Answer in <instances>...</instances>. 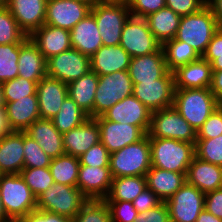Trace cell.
<instances>
[{
    "mask_svg": "<svg viewBox=\"0 0 222 222\" xmlns=\"http://www.w3.org/2000/svg\"><path fill=\"white\" fill-rule=\"evenodd\" d=\"M220 105L210 88L175 89L173 107L196 132Z\"/></svg>",
    "mask_w": 222,
    "mask_h": 222,
    "instance_id": "obj_1",
    "label": "cell"
},
{
    "mask_svg": "<svg viewBox=\"0 0 222 222\" xmlns=\"http://www.w3.org/2000/svg\"><path fill=\"white\" fill-rule=\"evenodd\" d=\"M219 29L211 7L206 4L199 11L181 17L175 39L186 42L202 57L213 34Z\"/></svg>",
    "mask_w": 222,
    "mask_h": 222,
    "instance_id": "obj_2",
    "label": "cell"
},
{
    "mask_svg": "<svg viewBox=\"0 0 222 222\" xmlns=\"http://www.w3.org/2000/svg\"><path fill=\"white\" fill-rule=\"evenodd\" d=\"M151 165L166 171L187 174L195 154V144L167 138H149Z\"/></svg>",
    "mask_w": 222,
    "mask_h": 222,
    "instance_id": "obj_3",
    "label": "cell"
},
{
    "mask_svg": "<svg viewBox=\"0 0 222 222\" xmlns=\"http://www.w3.org/2000/svg\"><path fill=\"white\" fill-rule=\"evenodd\" d=\"M151 167V147L147 134L138 142L110 153L109 169L112 178L146 177Z\"/></svg>",
    "mask_w": 222,
    "mask_h": 222,
    "instance_id": "obj_4",
    "label": "cell"
},
{
    "mask_svg": "<svg viewBox=\"0 0 222 222\" xmlns=\"http://www.w3.org/2000/svg\"><path fill=\"white\" fill-rule=\"evenodd\" d=\"M0 196L12 222L37 210V199L20 174H0Z\"/></svg>",
    "mask_w": 222,
    "mask_h": 222,
    "instance_id": "obj_5",
    "label": "cell"
},
{
    "mask_svg": "<svg viewBox=\"0 0 222 222\" xmlns=\"http://www.w3.org/2000/svg\"><path fill=\"white\" fill-rule=\"evenodd\" d=\"M104 46L120 45L124 23L130 16L126 0H100L91 6Z\"/></svg>",
    "mask_w": 222,
    "mask_h": 222,
    "instance_id": "obj_6",
    "label": "cell"
},
{
    "mask_svg": "<svg viewBox=\"0 0 222 222\" xmlns=\"http://www.w3.org/2000/svg\"><path fill=\"white\" fill-rule=\"evenodd\" d=\"M36 199L38 210L66 216L71 220L88 200L77 187L59 183H54Z\"/></svg>",
    "mask_w": 222,
    "mask_h": 222,
    "instance_id": "obj_7",
    "label": "cell"
},
{
    "mask_svg": "<svg viewBox=\"0 0 222 222\" xmlns=\"http://www.w3.org/2000/svg\"><path fill=\"white\" fill-rule=\"evenodd\" d=\"M149 138H167L196 144L197 132L173 107L151 112Z\"/></svg>",
    "mask_w": 222,
    "mask_h": 222,
    "instance_id": "obj_8",
    "label": "cell"
},
{
    "mask_svg": "<svg viewBox=\"0 0 222 222\" xmlns=\"http://www.w3.org/2000/svg\"><path fill=\"white\" fill-rule=\"evenodd\" d=\"M133 95L128 70L99 76L94 99V118L104 114L120 100Z\"/></svg>",
    "mask_w": 222,
    "mask_h": 222,
    "instance_id": "obj_9",
    "label": "cell"
},
{
    "mask_svg": "<svg viewBox=\"0 0 222 222\" xmlns=\"http://www.w3.org/2000/svg\"><path fill=\"white\" fill-rule=\"evenodd\" d=\"M120 45L131 58L157 52L162 47L150 31L146 19L131 15L124 23Z\"/></svg>",
    "mask_w": 222,
    "mask_h": 222,
    "instance_id": "obj_10",
    "label": "cell"
},
{
    "mask_svg": "<svg viewBox=\"0 0 222 222\" xmlns=\"http://www.w3.org/2000/svg\"><path fill=\"white\" fill-rule=\"evenodd\" d=\"M174 93V76L170 71L160 79L133 84V95L150 112L173 106Z\"/></svg>",
    "mask_w": 222,
    "mask_h": 222,
    "instance_id": "obj_11",
    "label": "cell"
},
{
    "mask_svg": "<svg viewBox=\"0 0 222 222\" xmlns=\"http://www.w3.org/2000/svg\"><path fill=\"white\" fill-rule=\"evenodd\" d=\"M204 203L205 193L186 182L166 201L171 222H196Z\"/></svg>",
    "mask_w": 222,
    "mask_h": 222,
    "instance_id": "obj_12",
    "label": "cell"
},
{
    "mask_svg": "<svg viewBox=\"0 0 222 222\" xmlns=\"http://www.w3.org/2000/svg\"><path fill=\"white\" fill-rule=\"evenodd\" d=\"M47 76L66 84L91 70L90 57L70 48L47 59Z\"/></svg>",
    "mask_w": 222,
    "mask_h": 222,
    "instance_id": "obj_13",
    "label": "cell"
},
{
    "mask_svg": "<svg viewBox=\"0 0 222 222\" xmlns=\"http://www.w3.org/2000/svg\"><path fill=\"white\" fill-rule=\"evenodd\" d=\"M91 6L81 0H47L45 24L70 31L90 13Z\"/></svg>",
    "mask_w": 222,
    "mask_h": 222,
    "instance_id": "obj_14",
    "label": "cell"
},
{
    "mask_svg": "<svg viewBox=\"0 0 222 222\" xmlns=\"http://www.w3.org/2000/svg\"><path fill=\"white\" fill-rule=\"evenodd\" d=\"M95 119L100 129V142L107 148L109 153L136 143L146 135L139 126L109 121L102 115L95 117Z\"/></svg>",
    "mask_w": 222,
    "mask_h": 222,
    "instance_id": "obj_15",
    "label": "cell"
},
{
    "mask_svg": "<svg viewBox=\"0 0 222 222\" xmlns=\"http://www.w3.org/2000/svg\"><path fill=\"white\" fill-rule=\"evenodd\" d=\"M102 116L109 121L139 126L146 134L150 127L151 112L134 95L120 100Z\"/></svg>",
    "mask_w": 222,
    "mask_h": 222,
    "instance_id": "obj_16",
    "label": "cell"
},
{
    "mask_svg": "<svg viewBox=\"0 0 222 222\" xmlns=\"http://www.w3.org/2000/svg\"><path fill=\"white\" fill-rule=\"evenodd\" d=\"M47 0H8L7 8L19 28L30 36L45 24Z\"/></svg>",
    "mask_w": 222,
    "mask_h": 222,
    "instance_id": "obj_17",
    "label": "cell"
},
{
    "mask_svg": "<svg viewBox=\"0 0 222 222\" xmlns=\"http://www.w3.org/2000/svg\"><path fill=\"white\" fill-rule=\"evenodd\" d=\"M36 95L40 118L53 119L68 95L67 84L46 76L37 83Z\"/></svg>",
    "mask_w": 222,
    "mask_h": 222,
    "instance_id": "obj_18",
    "label": "cell"
},
{
    "mask_svg": "<svg viewBox=\"0 0 222 222\" xmlns=\"http://www.w3.org/2000/svg\"><path fill=\"white\" fill-rule=\"evenodd\" d=\"M100 142V129L95 118L63 134V148L67 155L80 158L92 146Z\"/></svg>",
    "mask_w": 222,
    "mask_h": 222,
    "instance_id": "obj_19",
    "label": "cell"
},
{
    "mask_svg": "<svg viewBox=\"0 0 222 222\" xmlns=\"http://www.w3.org/2000/svg\"><path fill=\"white\" fill-rule=\"evenodd\" d=\"M112 184L109 167L80 166L77 188L88 199H105Z\"/></svg>",
    "mask_w": 222,
    "mask_h": 222,
    "instance_id": "obj_20",
    "label": "cell"
},
{
    "mask_svg": "<svg viewBox=\"0 0 222 222\" xmlns=\"http://www.w3.org/2000/svg\"><path fill=\"white\" fill-rule=\"evenodd\" d=\"M168 72L162 47L154 53L130 59L128 73L132 83L153 81Z\"/></svg>",
    "mask_w": 222,
    "mask_h": 222,
    "instance_id": "obj_21",
    "label": "cell"
},
{
    "mask_svg": "<svg viewBox=\"0 0 222 222\" xmlns=\"http://www.w3.org/2000/svg\"><path fill=\"white\" fill-rule=\"evenodd\" d=\"M24 169V132L0 136V174H20Z\"/></svg>",
    "mask_w": 222,
    "mask_h": 222,
    "instance_id": "obj_22",
    "label": "cell"
},
{
    "mask_svg": "<svg viewBox=\"0 0 222 222\" xmlns=\"http://www.w3.org/2000/svg\"><path fill=\"white\" fill-rule=\"evenodd\" d=\"M29 37L46 60L72 48L70 31L48 24L42 25Z\"/></svg>",
    "mask_w": 222,
    "mask_h": 222,
    "instance_id": "obj_23",
    "label": "cell"
},
{
    "mask_svg": "<svg viewBox=\"0 0 222 222\" xmlns=\"http://www.w3.org/2000/svg\"><path fill=\"white\" fill-rule=\"evenodd\" d=\"M175 89L210 88L212 83L211 64L203 57L173 71Z\"/></svg>",
    "mask_w": 222,
    "mask_h": 222,
    "instance_id": "obj_24",
    "label": "cell"
},
{
    "mask_svg": "<svg viewBox=\"0 0 222 222\" xmlns=\"http://www.w3.org/2000/svg\"><path fill=\"white\" fill-rule=\"evenodd\" d=\"M131 56L121 45H102L91 57V71L98 76L128 70Z\"/></svg>",
    "mask_w": 222,
    "mask_h": 222,
    "instance_id": "obj_25",
    "label": "cell"
},
{
    "mask_svg": "<svg viewBox=\"0 0 222 222\" xmlns=\"http://www.w3.org/2000/svg\"><path fill=\"white\" fill-rule=\"evenodd\" d=\"M24 132L37 141L44 153L51 159L65 154L63 148V134L55 128L51 119L39 118Z\"/></svg>",
    "mask_w": 222,
    "mask_h": 222,
    "instance_id": "obj_26",
    "label": "cell"
},
{
    "mask_svg": "<svg viewBox=\"0 0 222 222\" xmlns=\"http://www.w3.org/2000/svg\"><path fill=\"white\" fill-rule=\"evenodd\" d=\"M70 39L72 48L89 57L103 45L95 17L91 12L70 30Z\"/></svg>",
    "mask_w": 222,
    "mask_h": 222,
    "instance_id": "obj_27",
    "label": "cell"
},
{
    "mask_svg": "<svg viewBox=\"0 0 222 222\" xmlns=\"http://www.w3.org/2000/svg\"><path fill=\"white\" fill-rule=\"evenodd\" d=\"M47 60L37 45L28 36L20 43L18 76L31 81H40L47 76Z\"/></svg>",
    "mask_w": 222,
    "mask_h": 222,
    "instance_id": "obj_28",
    "label": "cell"
},
{
    "mask_svg": "<svg viewBox=\"0 0 222 222\" xmlns=\"http://www.w3.org/2000/svg\"><path fill=\"white\" fill-rule=\"evenodd\" d=\"M186 182L203 193L222 188V167L194 157L188 167Z\"/></svg>",
    "mask_w": 222,
    "mask_h": 222,
    "instance_id": "obj_29",
    "label": "cell"
},
{
    "mask_svg": "<svg viewBox=\"0 0 222 222\" xmlns=\"http://www.w3.org/2000/svg\"><path fill=\"white\" fill-rule=\"evenodd\" d=\"M8 124L12 131L24 132L40 118L37 95H29L5 104Z\"/></svg>",
    "mask_w": 222,
    "mask_h": 222,
    "instance_id": "obj_30",
    "label": "cell"
},
{
    "mask_svg": "<svg viewBox=\"0 0 222 222\" xmlns=\"http://www.w3.org/2000/svg\"><path fill=\"white\" fill-rule=\"evenodd\" d=\"M147 187L166 202L185 183L186 174L151 167L146 174Z\"/></svg>",
    "mask_w": 222,
    "mask_h": 222,
    "instance_id": "obj_31",
    "label": "cell"
},
{
    "mask_svg": "<svg viewBox=\"0 0 222 222\" xmlns=\"http://www.w3.org/2000/svg\"><path fill=\"white\" fill-rule=\"evenodd\" d=\"M98 80L99 76L90 70L79 79L67 84L68 96L87 113L90 118H94V99Z\"/></svg>",
    "mask_w": 222,
    "mask_h": 222,
    "instance_id": "obj_32",
    "label": "cell"
},
{
    "mask_svg": "<svg viewBox=\"0 0 222 222\" xmlns=\"http://www.w3.org/2000/svg\"><path fill=\"white\" fill-rule=\"evenodd\" d=\"M145 19L154 37L163 44L165 41L174 39L180 25L181 16L177 15L172 9L164 7L149 14Z\"/></svg>",
    "mask_w": 222,
    "mask_h": 222,
    "instance_id": "obj_33",
    "label": "cell"
},
{
    "mask_svg": "<svg viewBox=\"0 0 222 222\" xmlns=\"http://www.w3.org/2000/svg\"><path fill=\"white\" fill-rule=\"evenodd\" d=\"M145 188L147 180L144 176L112 178V184L105 201L132 202Z\"/></svg>",
    "mask_w": 222,
    "mask_h": 222,
    "instance_id": "obj_34",
    "label": "cell"
},
{
    "mask_svg": "<svg viewBox=\"0 0 222 222\" xmlns=\"http://www.w3.org/2000/svg\"><path fill=\"white\" fill-rule=\"evenodd\" d=\"M168 71L173 72L181 66H185L201 56L189 44L177 39L165 41L162 44Z\"/></svg>",
    "mask_w": 222,
    "mask_h": 222,
    "instance_id": "obj_35",
    "label": "cell"
},
{
    "mask_svg": "<svg viewBox=\"0 0 222 222\" xmlns=\"http://www.w3.org/2000/svg\"><path fill=\"white\" fill-rule=\"evenodd\" d=\"M49 168L55 183L77 187L79 158L64 154L52 159Z\"/></svg>",
    "mask_w": 222,
    "mask_h": 222,
    "instance_id": "obj_36",
    "label": "cell"
},
{
    "mask_svg": "<svg viewBox=\"0 0 222 222\" xmlns=\"http://www.w3.org/2000/svg\"><path fill=\"white\" fill-rule=\"evenodd\" d=\"M89 118L85 113L68 95L64 99L60 111L51 119L55 128L64 134L71 129L81 125Z\"/></svg>",
    "mask_w": 222,
    "mask_h": 222,
    "instance_id": "obj_37",
    "label": "cell"
},
{
    "mask_svg": "<svg viewBox=\"0 0 222 222\" xmlns=\"http://www.w3.org/2000/svg\"><path fill=\"white\" fill-rule=\"evenodd\" d=\"M71 222H112L109 206L104 199L87 200Z\"/></svg>",
    "mask_w": 222,
    "mask_h": 222,
    "instance_id": "obj_38",
    "label": "cell"
},
{
    "mask_svg": "<svg viewBox=\"0 0 222 222\" xmlns=\"http://www.w3.org/2000/svg\"><path fill=\"white\" fill-rule=\"evenodd\" d=\"M20 43L0 44V83L18 77Z\"/></svg>",
    "mask_w": 222,
    "mask_h": 222,
    "instance_id": "obj_39",
    "label": "cell"
},
{
    "mask_svg": "<svg viewBox=\"0 0 222 222\" xmlns=\"http://www.w3.org/2000/svg\"><path fill=\"white\" fill-rule=\"evenodd\" d=\"M20 175L36 198L55 183L49 167L24 168Z\"/></svg>",
    "mask_w": 222,
    "mask_h": 222,
    "instance_id": "obj_40",
    "label": "cell"
},
{
    "mask_svg": "<svg viewBox=\"0 0 222 222\" xmlns=\"http://www.w3.org/2000/svg\"><path fill=\"white\" fill-rule=\"evenodd\" d=\"M27 37L19 28L9 9L0 8V44L22 43Z\"/></svg>",
    "mask_w": 222,
    "mask_h": 222,
    "instance_id": "obj_41",
    "label": "cell"
},
{
    "mask_svg": "<svg viewBox=\"0 0 222 222\" xmlns=\"http://www.w3.org/2000/svg\"><path fill=\"white\" fill-rule=\"evenodd\" d=\"M38 82L18 76L2 83L5 104L18 101L29 95H36Z\"/></svg>",
    "mask_w": 222,
    "mask_h": 222,
    "instance_id": "obj_42",
    "label": "cell"
},
{
    "mask_svg": "<svg viewBox=\"0 0 222 222\" xmlns=\"http://www.w3.org/2000/svg\"><path fill=\"white\" fill-rule=\"evenodd\" d=\"M195 154L200 160L222 167V135L212 139H197Z\"/></svg>",
    "mask_w": 222,
    "mask_h": 222,
    "instance_id": "obj_43",
    "label": "cell"
},
{
    "mask_svg": "<svg viewBox=\"0 0 222 222\" xmlns=\"http://www.w3.org/2000/svg\"><path fill=\"white\" fill-rule=\"evenodd\" d=\"M51 160L37 141L24 132V168L49 167Z\"/></svg>",
    "mask_w": 222,
    "mask_h": 222,
    "instance_id": "obj_44",
    "label": "cell"
},
{
    "mask_svg": "<svg viewBox=\"0 0 222 222\" xmlns=\"http://www.w3.org/2000/svg\"><path fill=\"white\" fill-rule=\"evenodd\" d=\"M79 160L80 166L109 167L110 153L101 142H98L85 152Z\"/></svg>",
    "mask_w": 222,
    "mask_h": 222,
    "instance_id": "obj_45",
    "label": "cell"
},
{
    "mask_svg": "<svg viewBox=\"0 0 222 222\" xmlns=\"http://www.w3.org/2000/svg\"><path fill=\"white\" fill-rule=\"evenodd\" d=\"M222 135V104L197 131V139H212Z\"/></svg>",
    "mask_w": 222,
    "mask_h": 222,
    "instance_id": "obj_46",
    "label": "cell"
},
{
    "mask_svg": "<svg viewBox=\"0 0 222 222\" xmlns=\"http://www.w3.org/2000/svg\"><path fill=\"white\" fill-rule=\"evenodd\" d=\"M111 213L112 222H134L138 211L128 201H106Z\"/></svg>",
    "mask_w": 222,
    "mask_h": 222,
    "instance_id": "obj_47",
    "label": "cell"
},
{
    "mask_svg": "<svg viewBox=\"0 0 222 222\" xmlns=\"http://www.w3.org/2000/svg\"><path fill=\"white\" fill-rule=\"evenodd\" d=\"M130 15L145 18L149 14L166 7L165 0H126Z\"/></svg>",
    "mask_w": 222,
    "mask_h": 222,
    "instance_id": "obj_48",
    "label": "cell"
},
{
    "mask_svg": "<svg viewBox=\"0 0 222 222\" xmlns=\"http://www.w3.org/2000/svg\"><path fill=\"white\" fill-rule=\"evenodd\" d=\"M166 7L183 17L199 11L207 4V0H165Z\"/></svg>",
    "mask_w": 222,
    "mask_h": 222,
    "instance_id": "obj_49",
    "label": "cell"
},
{
    "mask_svg": "<svg viewBox=\"0 0 222 222\" xmlns=\"http://www.w3.org/2000/svg\"><path fill=\"white\" fill-rule=\"evenodd\" d=\"M134 222H171L166 202L145 212L138 213Z\"/></svg>",
    "mask_w": 222,
    "mask_h": 222,
    "instance_id": "obj_50",
    "label": "cell"
},
{
    "mask_svg": "<svg viewBox=\"0 0 222 222\" xmlns=\"http://www.w3.org/2000/svg\"><path fill=\"white\" fill-rule=\"evenodd\" d=\"M162 202L163 201L147 187L132 201V205L138 213H141L153 209Z\"/></svg>",
    "mask_w": 222,
    "mask_h": 222,
    "instance_id": "obj_51",
    "label": "cell"
},
{
    "mask_svg": "<svg viewBox=\"0 0 222 222\" xmlns=\"http://www.w3.org/2000/svg\"><path fill=\"white\" fill-rule=\"evenodd\" d=\"M17 222H71V219L66 216L37 209L20 218Z\"/></svg>",
    "mask_w": 222,
    "mask_h": 222,
    "instance_id": "obj_52",
    "label": "cell"
},
{
    "mask_svg": "<svg viewBox=\"0 0 222 222\" xmlns=\"http://www.w3.org/2000/svg\"><path fill=\"white\" fill-rule=\"evenodd\" d=\"M204 208L216 217L222 219V188L205 194Z\"/></svg>",
    "mask_w": 222,
    "mask_h": 222,
    "instance_id": "obj_53",
    "label": "cell"
},
{
    "mask_svg": "<svg viewBox=\"0 0 222 222\" xmlns=\"http://www.w3.org/2000/svg\"><path fill=\"white\" fill-rule=\"evenodd\" d=\"M204 54H222V27L213 34Z\"/></svg>",
    "mask_w": 222,
    "mask_h": 222,
    "instance_id": "obj_54",
    "label": "cell"
},
{
    "mask_svg": "<svg viewBox=\"0 0 222 222\" xmlns=\"http://www.w3.org/2000/svg\"><path fill=\"white\" fill-rule=\"evenodd\" d=\"M210 90L215 98L222 104V71H212Z\"/></svg>",
    "mask_w": 222,
    "mask_h": 222,
    "instance_id": "obj_55",
    "label": "cell"
},
{
    "mask_svg": "<svg viewBox=\"0 0 222 222\" xmlns=\"http://www.w3.org/2000/svg\"><path fill=\"white\" fill-rule=\"evenodd\" d=\"M202 57L211 64L212 71H222V54H203Z\"/></svg>",
    "mask_w": 222,
    "mask_h": 222,
    "instance_id": "obj_56",
    "label": "cell"
},
{
    "mask_svg": "<svg viewBox=\"0 0 222 222\" xmlns=\"http://www.w3.org/2000/svg\"><path fill=\"white\" fill-rule=\"evenodd\" d=\"M211 7L219 27H222V0H207Z\"/></svg>",
    "mask_w": 222,
    "mask_h": 222,
    "instance_id": "obj_57",
    "label": "cell"
},
{
    "mask_svg": "<svg viewBox=\"0 0 222 222\" xmlns=\"http://www.w3.org/2000/svg\"><path fill=\"white\" fill-rule=\"evenodd\" d=\"M12 130L8 124L5 107L0 108V136L11 133Z\"/></svg>",
    "mask_w": 222,
    "mask_h": 222,
    "instance_id": "obj_58",
    "label": "cell"
},
{
    "mask_svg": "<svg viewBox=\"0 0 222 222\" xmlns=\"http://www.w3.org/2000/svg\"><path fill=\"white\" fill-rule=\"evenodd\" d=\"M196 222H222V219L208 212L205 208L200 212Z\"/></svg>",
    "mask_w": 222,
    "mask_h": 222,
    "instance_id": "obj_59",
    "label": "cell"
},
{
    "mask_svg": "<svg viewBox=\"0 0 222 222\" xmlns=\"http://www.w3.org/2000/svg\"><path fill=\"white\" fill-rule=\"evenodd\" d=\"M0 222H12L6 215L4 211V206L0 196Z\"/></svg>",
    "mask_w": 222,
    "mask_h": 222,
    "instance_id": "obj_60",
    "label": "cell"
},
{
    "mask_svg": "<svg viewBox=\"0 0 222 222\" xmlns=\"http://www.w3.org/2000/svg\"><path fill=\"white\" fill-rule=\"evenodd\" d=\"M5 107V100H4V94H3V86L2 83H0V108Z\"/></svg>",
    "mask_w": 222,
    "mask_h": 222,
    "instance_id": "obj_61",
    "label": "cell"
},
{
    "mask_svg": "<svg viewBox=\"0 0 222 222\" xmlns=\"http://www.w3.org/2000/svg\"><path fill=\"white\" fill-rule=\"evenodd\" d=\"M8 0H0V8L7 7Z\"/></svg>",
    "mask_w": 222,
    "mask_h": 222,
    "instance_id": "obj_62",
    "label": "cell"
},
{
    "mask_svg": "<svg viewBox=\"0 0 222 222\" xmlns=\"http://www.w3.org/2000/svg\"><path fill=\"white\" fill-rule=\"evenodd\" d=\"M81 1L90 3L91 5H94L95 3H97V2L100 1V0H81Z\"/></svg>",
    "mask_w": 222,
    "mask_h": 222,
    "instance_id": "obj_63",
    "label": "cell"
}]
</instances>
